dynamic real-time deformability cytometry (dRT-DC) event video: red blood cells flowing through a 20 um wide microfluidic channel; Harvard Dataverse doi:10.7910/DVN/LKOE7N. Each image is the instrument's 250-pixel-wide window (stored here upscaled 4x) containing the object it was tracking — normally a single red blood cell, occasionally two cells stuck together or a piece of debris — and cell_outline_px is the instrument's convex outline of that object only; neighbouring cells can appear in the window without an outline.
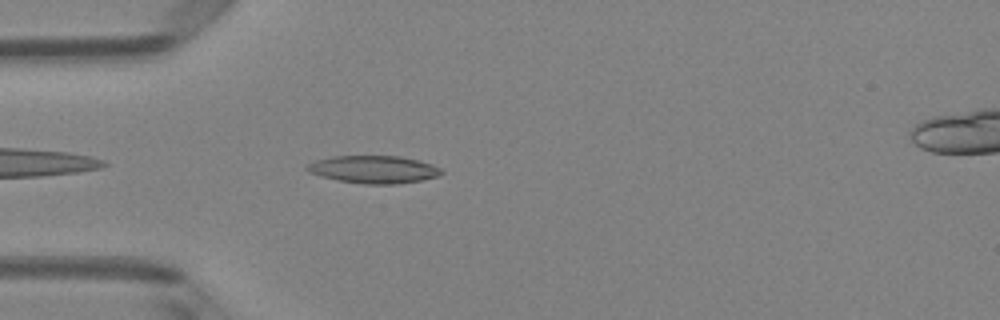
{"species": "Egyptian fruit bat (a non-hibernating species)", "species_latin": "Rousettus aegyptiacus", "temperature_condition": "room temperature", "stored_images_in_passage": 39, "camera_frame_rate_fps": 3000, "um_per_image_px": 0.085, "animal": {"sex": "female"}, "frame": {"image": 1, "passage_image": 3, "time_ms": 0.667, "image_size_px": [1000, 320], "cell_outline_px": [[444, 172], [436, 176], [420, 180], [396, 184], [364, 184], [340, 180], [320, 176], [308, 172], [304, 168], [308, 164], [316, 160], [332, 156], [400, 156], [420, 160], [432, 164], [440, 168]], "centroid_in_image_um": [31.75, 14.39], "position_along_channel_um": 53.3, "area_um2": 21.56}}
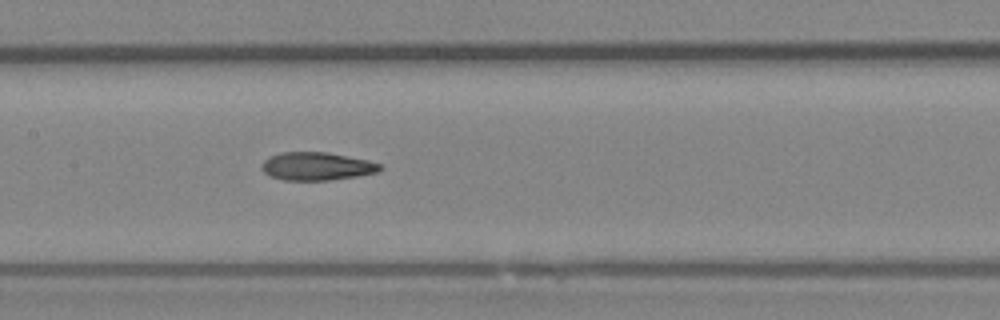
{"frame": {"image": 2, "passage_image": 13, "time_ms": 4.0, "image_size_px": [1000, 320], "cell_outline_px": [[384, 168], [380, 172], [356, 176], [328, 180], [284, 180], [272, 176], [264, 172], [260, 168], [260, 164], [268, 156], [280, 152], [324, 152], [368, 160], [380, 164]], "centroid_in_image_um": [26.9, 14.13], "position_along_channel_um": 180.5, "area_um2": 19.36}}
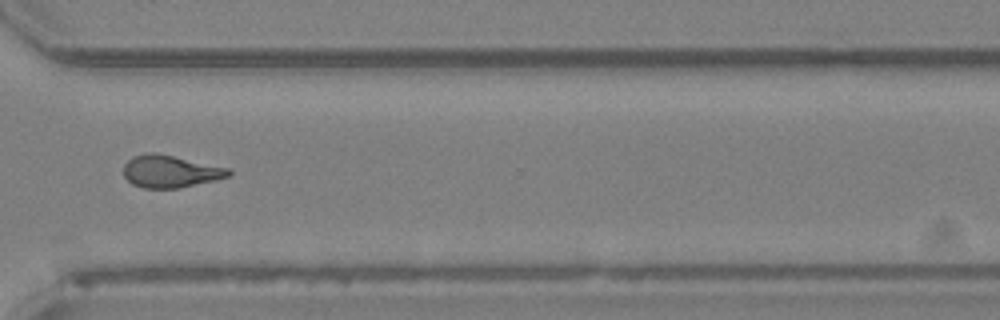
{"frame": {"image": 3, "passage_image": 26, "time_ms": 8.333, "image_size_px": [1000, 320], "cell_outline_px": [[232, 176], [216, 180], [180, 188], [144, 188], [132, 184], [124, 176], [124, 164], [132, 156], [148, 152], [152, 152], [172, 156], [228, 168], [232, 172]], "centroid_in_image_um": [14.47, 14.58], "position_along_channel_um": 356.1, "area_um2": 19.71}, "authors_computed_cell_mechanics": {"area_um2": 19.5364, "velocity_mm_per_s": 4.0649, "shape_relaxation_time_tau1_ms": 5.1685, "shape_relaxation_time_tau2_ms": 2.2015, "deformation_change_tau1": 0.1888, "deformation_change_tau2": 0.1111}}